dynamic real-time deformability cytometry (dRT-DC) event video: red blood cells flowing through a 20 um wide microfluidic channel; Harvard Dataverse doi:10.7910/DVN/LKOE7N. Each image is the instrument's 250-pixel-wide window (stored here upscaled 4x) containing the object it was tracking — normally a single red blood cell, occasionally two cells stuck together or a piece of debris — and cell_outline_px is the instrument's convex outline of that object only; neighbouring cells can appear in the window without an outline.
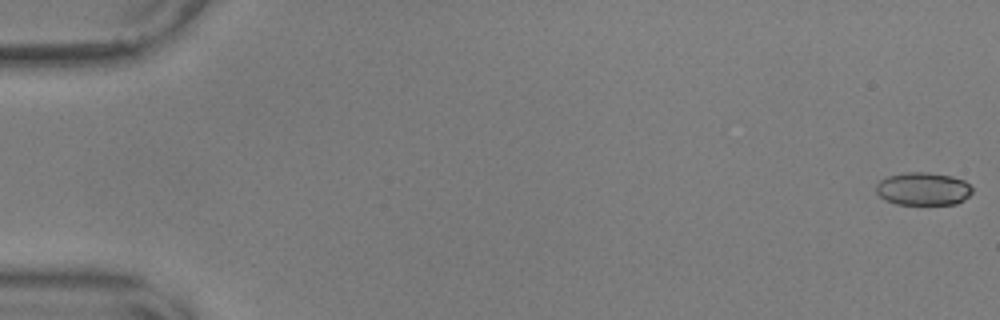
{"species": "common noctule bat (a hibernating species)", "species_latin": "Nyctalus noctula", "temperature_condition": "warm", "stored_images_in_passage": 44, "camera_frame_rate_fps": 3000, "um_per_image_px": 0.085, "animal": {"sex": "male", "body_mass_g": 17.9, "forearm_length_mm": 54.2}, "frame": {"image": 1, "passage_image": 1, "time_ms": 0.0, "image_size_px": [1000, 320], "cell_outline_px": [[972, 192], [964, 200], [956, 204], [896, 204], [884, 200], [876, 192], [876, 184], [880, 180], [888, 176], [908, 172], [928, 172], [952, 176], [964, 180], [972, 188]], "centroid_in_image_um": [78.46, 16.05], "position_along_channel_um": 6.5, "area_um2": 18.5}}
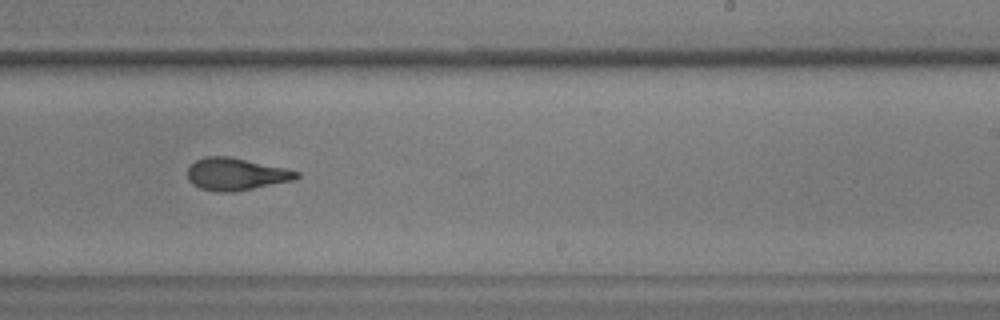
{"frame": {"image": 2, "passage_image": 36, "time_ms": 11.667, "image_size_px": [1000, 320], "cell_outline_px": [[300, 176], [296, 180], [232, 192], [216, 192], [200, 188], [192, 184], [188, 180], [188, 168], [196, 160], [204, 156], [228, 156], [284, 168], [300, 172]], "centroid_in_image_um": [20.05, 14.81], "position_along_channel_um": 268.9, "area_um2": 20.46}}
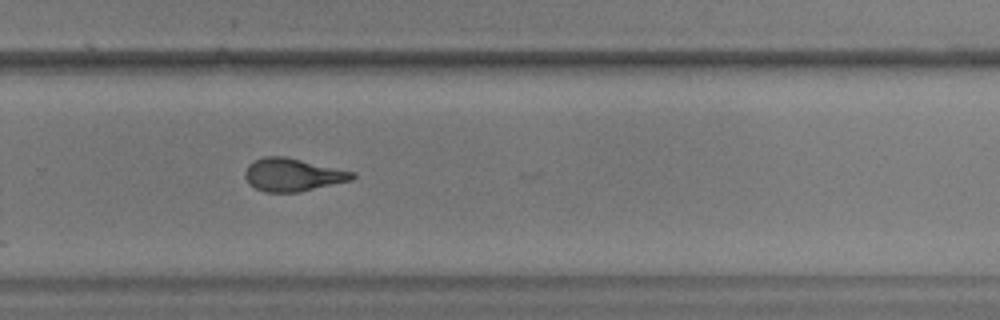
{"frame": {"image": 3, "passage_image": 39, "time_ms": 12.667, "image_size_px": [1000, 320], "cell_outline_px": [[356, 176], [352, 180], [300, 192], [264, 192], [256, 188], [244, 176], [244, 172], [248, 164], [264, 156], [284, 156], [356, 172]], "centroid_in_image_um": [24.9, 14.85], "position_along_channel_um": 304.9, "area_um2": 20.52}}